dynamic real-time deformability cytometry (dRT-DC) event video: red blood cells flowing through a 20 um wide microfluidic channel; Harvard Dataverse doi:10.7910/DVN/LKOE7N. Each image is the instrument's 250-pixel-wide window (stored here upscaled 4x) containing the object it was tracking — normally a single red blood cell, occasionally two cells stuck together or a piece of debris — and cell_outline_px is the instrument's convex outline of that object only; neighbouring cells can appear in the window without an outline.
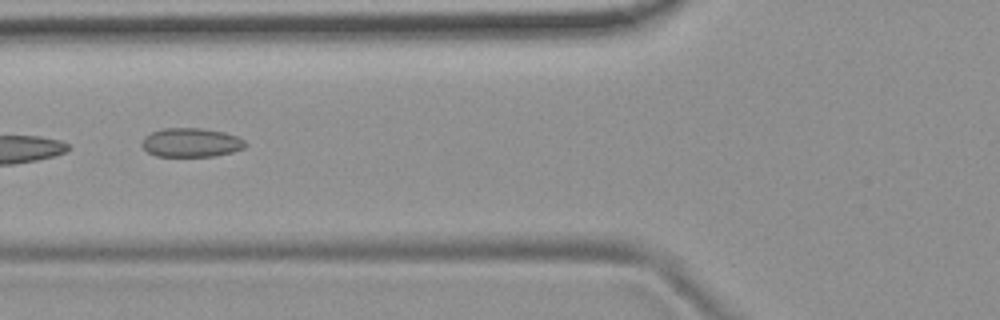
{"species": "common noctule bat (a hibernating species)", "species_latin": "Nyctalus noctula", "temperature_condition": "room temperature", "stored_images_in_passage": 6, "camera_frame_rate_fps": 3000, "um_per_image_px": 0.085, "animal": {"sex": "female", "body_mass_g": 19.9}, "frame": {"image": 1, "passage_image": 4, "time_ms": 1.0, "image_size_px": [1000, 320], "cell_outline_px": [[248, 144], [244, 148], [232, 152], [216, 156], [156, 156], [148, 152], [140, 144], [144, 136], [152, 132], [164, 128], [200, 128], [224, 132], [236, 136], [244, 140]], "centroid_in_image_um": [16.24, 12.12], "position_along_channel_um": 109.6, "area_um2": 17.51}}